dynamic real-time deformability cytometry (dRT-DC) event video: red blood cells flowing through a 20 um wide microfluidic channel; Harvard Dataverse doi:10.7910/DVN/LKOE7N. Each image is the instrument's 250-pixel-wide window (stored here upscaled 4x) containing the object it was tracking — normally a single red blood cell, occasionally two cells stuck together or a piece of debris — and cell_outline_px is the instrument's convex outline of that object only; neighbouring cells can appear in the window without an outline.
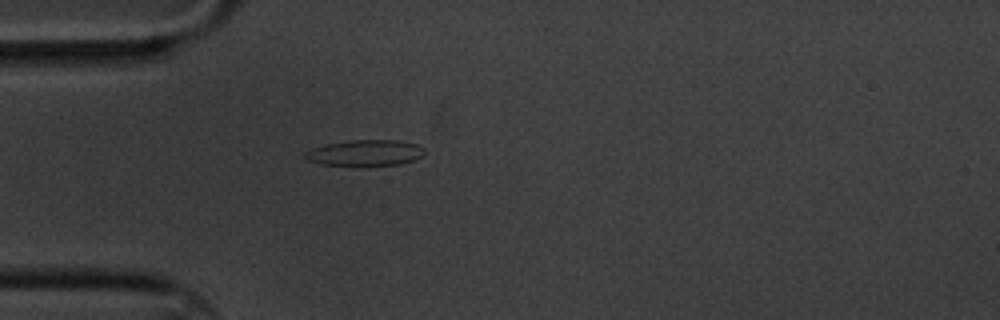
{"species": "common noctule bat (a hibernating species)", "species_latin": "Nyctalus noctula", "temperature_condition": "cold", "stored_images_in_passage": 5, "camera_frame_rate_fps": 3000, "um_per_image_px": 0.085, "animal": {"sex": "male", "body_mass_g": 20.1, "forearm_length_mm": 53.5}, "frame": {"image": 1, "passage_image": 5, "time_ms": 1.333, "image_size_px": [1000, 320], "cell_outline_px": [[424, 156], [400, 164], [320, 164], [304, 160], [300, 156], [304, 152], [312, 148], [324, 144], [348, 140], [396, 140], [416, 144], [424, 148]], "centroid_in_image_um": [30.96, 12.97], "position_along_channel_um": 54.0, "area_um2": 17.92}}